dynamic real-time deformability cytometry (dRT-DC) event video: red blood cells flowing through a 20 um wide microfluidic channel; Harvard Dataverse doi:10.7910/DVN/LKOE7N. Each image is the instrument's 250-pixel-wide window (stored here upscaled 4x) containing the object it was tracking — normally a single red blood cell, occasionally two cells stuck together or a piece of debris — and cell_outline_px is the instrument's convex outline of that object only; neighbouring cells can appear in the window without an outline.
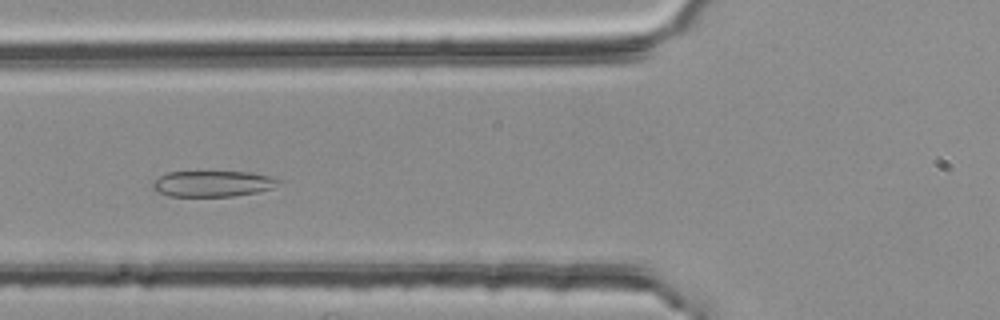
{"species": "common noctule bat (a hibernating species)", "species_latin": "Nyctalus noctula", "temperature_condition": "room temperature", "stored_images_in_passage": 47, "camera_frame_rate_fps": 3000, "um_per_image_px": 0.085, "animal": {"sex": "female", "body_mass_g": 25.1}, "frame": {"image": 1, "passage_image": 16, "time_ms": 5.0, "image_size_px": [1000, 320], "cell_outline_px": [[280, 180], [272, 188], [256, 192], [232, 196], [168, 196], [152, 188], [152, 184], [160, 176], [168, 172], [252, 172], [272, 176]], "centroid_in_image_um": [18.08, 15.61], "position_along_channel_um": 107.7, "area_um2": 18.79}}
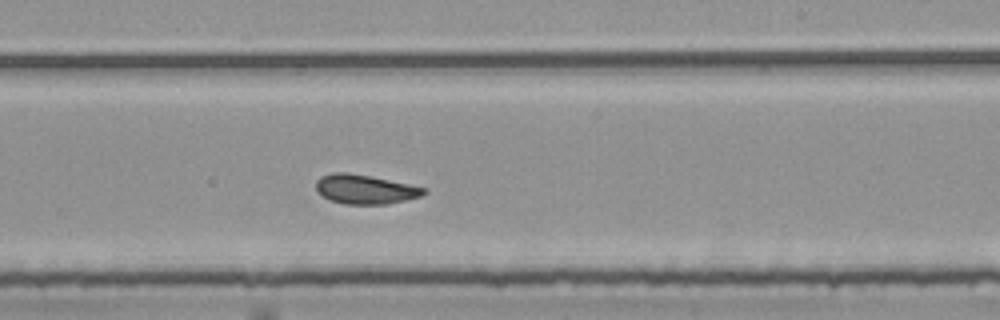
{"frame": {"image": 2, "passage_image": 28, "time_ms": 9.0, "image_size_px": [1000, 320], "cell_outline_px": [[428, 192], [420, 196], [388, 204], [344, 204], [328, 200], [316, 192], [316, 180], [320, 176], [332, 172], [348, 172], [408, 184], [424, 188]], "centroid_in_image_um": [30.95, 16.09], "position_along_channel_um": 258.0, "area_um2": 18.38}}
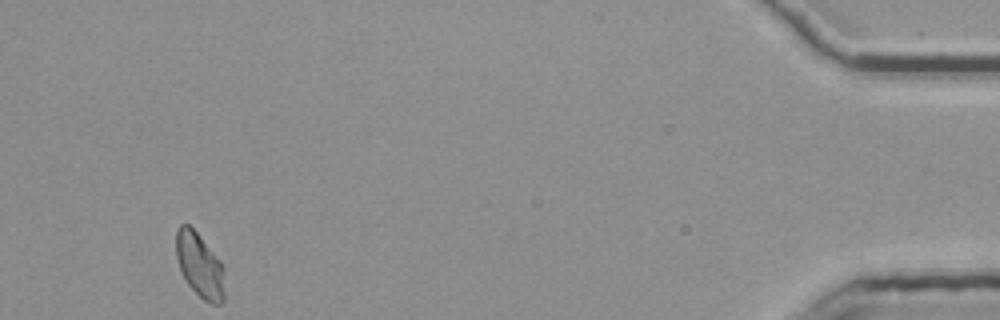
{"frame": {"image": 3, "passage_image": 47, "time_ms": 15.333, "image_size_px": [1000, 320], "cell_outline_px": [[224, 300], [220, 304], [212, 304], [204, 300], [188, 284], [180, 272], [176, 256], [176, 232], [180, 224], [188, 224], [196, 232], [220, 260], [224, 272]], "centroid_in_image_um": [16.97, 22.56], "position_along_channel_um": 418.2, "area_um2": 18.15}, "authors_computed_cell_mechanics": {"area_um2": 18.496, "velocity_mm_per_s": 3.7628, "shape_relaxation_time_tau1_ms": 4.4186, "shape_relaxation_time_tau2_ms": 1.0981, "deformation_change_tau1": 0.1119, "deformation_change_tau2": 0.0776}}